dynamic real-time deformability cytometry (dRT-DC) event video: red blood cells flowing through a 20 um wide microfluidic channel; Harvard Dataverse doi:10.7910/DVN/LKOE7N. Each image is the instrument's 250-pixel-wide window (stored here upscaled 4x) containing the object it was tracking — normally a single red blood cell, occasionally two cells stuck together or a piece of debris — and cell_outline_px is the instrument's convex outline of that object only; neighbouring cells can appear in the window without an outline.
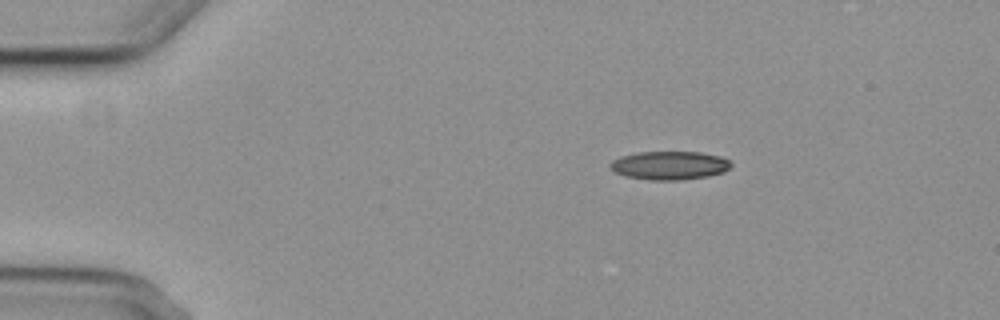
{"species": "common noctule bat (a hibernating species)", "species_latin": "Nyctalus noctula", "temperature_condition": "cold", "stored_images_in_passage": 4, "camera_frame_rate_fps": 3000, "um_per_image_px": 0.085, "animal": {"sex": "female", "body_mass_g": 29.2, "forearm_length_mm": 56.3}, "frame": {"image": 1, "passage_image": 2, "time_ms": 1.333, "image_size_px": [1000, 320], "cell_outline_px": [[732, 164], [724, 172], [708, 176], [680, 180], [648, 180], [624, 176], [616, 172], [608, 164], [612, 160], [620, 156], [636, 152], [700, 152], [720, 156], [728, 160]], "centroid_in_image_um": [56.88, 14.06], "position_along_channel_um": 28.1, "area_um2": 20.11}}